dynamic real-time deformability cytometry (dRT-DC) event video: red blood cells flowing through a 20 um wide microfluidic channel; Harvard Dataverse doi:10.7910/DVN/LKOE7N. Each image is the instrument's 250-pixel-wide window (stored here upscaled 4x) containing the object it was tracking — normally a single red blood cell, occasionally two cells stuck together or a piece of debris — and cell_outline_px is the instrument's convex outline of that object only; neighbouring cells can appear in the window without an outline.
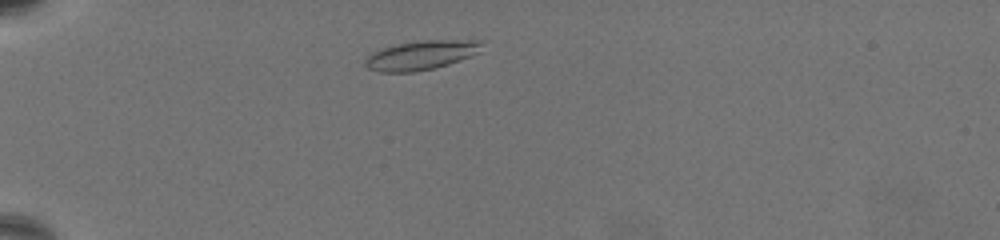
{"species": "common noctule bat (a hibernating species)", "species_latin": "Nyctalus noctula", "temperature_condition": "warm", "stored_images_in_passage": 52, "camera_frame_rate_fps": 3000, "um_per_image_px": 0.085, "animal": {"sex": "female", "body_mass_g": 19.5, "forearm_length_mm": 54.1}, "frame": {"image": 1, "passage_image": 6, "time_ms": 1.667, "image_size_px": [1000, 240], "cell_outline_px": [[484, 40], [480, 52], [472, 56], [436, 68], [412, 72], [380, 72], [368, 68], [364, 64], [364, 60], [372, 52], [380, 48], [400, 44], [424, 40]], "centroid_in_image_um": [35.82, 4.69], "position_along_channel_um": 49.2, "area_um2": 19.94}}
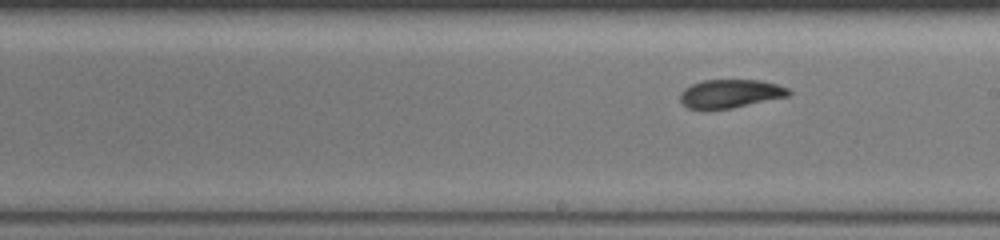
{"frame": {"image": 2, "passage_image": 26, "time_ms": 8.333, "image_size_px": [1000, 240], "cell_outline_px": [[792, 92], [788, 96], [732, 108], [688, 108], [680, 100], [680, 92], [684, 88], [692, 84], [704, 80], [760, 80], [776, 84], [788, 88]], "centroid_in_image_um": [62.09, 7.94], "position_along_channel_um": 226.9, "area_um2": 17.74}}
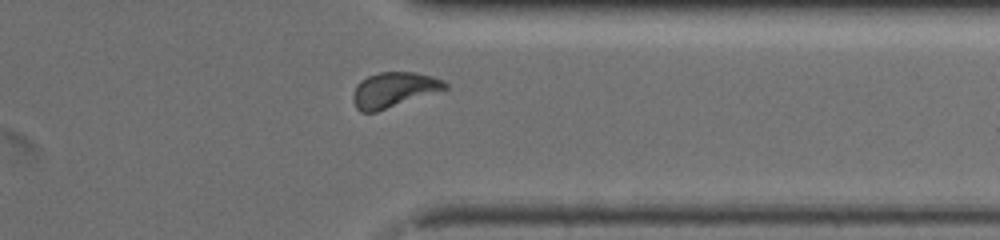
{"frame": {"image": 3, "passage_image": 40, "time_ms": 13.0, "image_size_px": [1000, 240], "cell_outline_px": [[448, 88], [376, 112], [360, 112], [356, 108], [352, 100], [352, 96], [356, 84], [360, 80], [368, 76], [380, 72], [412, 72], [432, 76], [444, 80], [448, 84]], "centroid_in_image_um": [33.44, 7.63], "position_along_channel_um": 378.0, "area_um2": 18.79}, "authors_computed_cell_mechanics": {"area_um2": 18.6694, "velocity_mm_per_s": 3.2431, "shape_relaxation_time_tau1_ms": 5.4528, "shape_relaxation_time_tau2_ms": 2.7742, "deformation_change_tau1": 0.1636, "deformation_change_tau2": 0.0791}}